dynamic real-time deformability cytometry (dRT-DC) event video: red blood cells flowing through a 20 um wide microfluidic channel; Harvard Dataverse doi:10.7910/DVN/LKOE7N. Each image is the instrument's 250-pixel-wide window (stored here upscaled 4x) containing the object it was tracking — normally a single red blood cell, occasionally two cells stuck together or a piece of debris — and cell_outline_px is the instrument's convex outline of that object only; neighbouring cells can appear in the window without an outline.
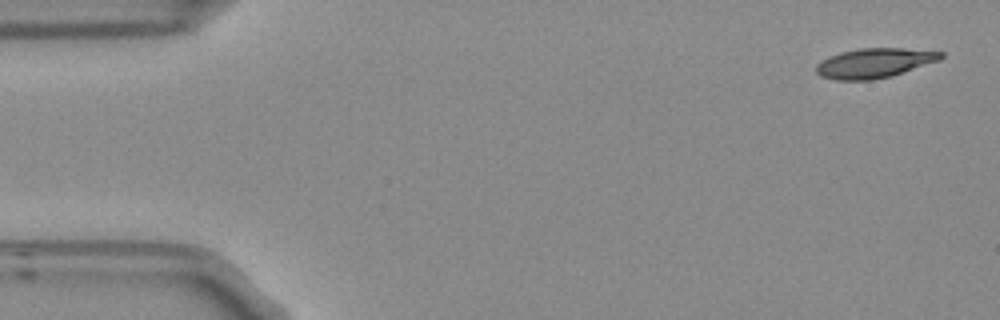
{"species": "Egyptian fruit bat (a non-hibernating species)", "species_latin": "Rousettus aegyptiacus", "temperature_condition": "room temperature", "stored_images_in_passage": 8, "camera_frame_rate_fps": 3000, "um_per_image_px": 0.085, "frame": {"image": 1, "passage_image": 1, "time_ms": 0.0, "image_size_px": [1000, 320], "cell_outline_px": [[944, 56], [940, 60], [892, 76], [872, 80], [836, 80], [820, 76], [816, 72], [816, 64], [820, 60], [828, 56], [840, 52], [860, 48], [904, 48], [944, 52]], "centroid_in_image_um": [74.3, 5.36], "position_along_channel_um": 10.7, "area_um2": 21.73}}